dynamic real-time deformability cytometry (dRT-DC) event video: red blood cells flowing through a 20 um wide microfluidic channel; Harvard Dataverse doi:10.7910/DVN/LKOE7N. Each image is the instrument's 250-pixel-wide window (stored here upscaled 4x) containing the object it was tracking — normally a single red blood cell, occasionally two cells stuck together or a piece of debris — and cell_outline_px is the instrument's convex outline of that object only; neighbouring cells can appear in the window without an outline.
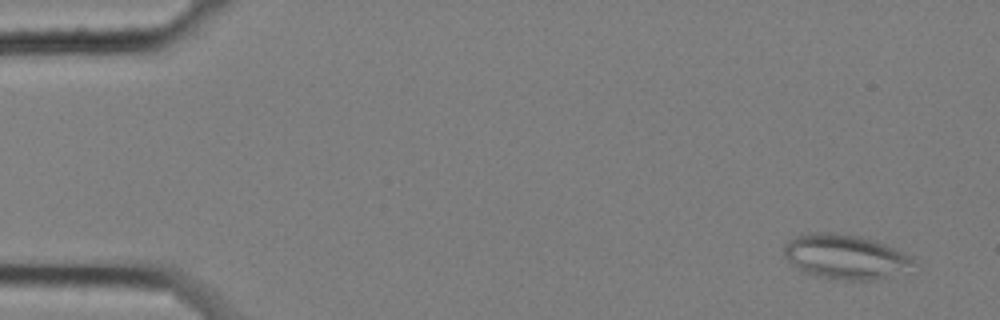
{"species": "common noctule bat (a hibernating species)", "species_latin": "Nyctalus noctula", "temperature_condition": "cold", "stored_images_in_passage": 5, "camera_frame_rate_fps": 3000, "um_per_image_px": 0.085, "animal": {"sex": "female", "body_mass_g": 25.1}, "frame": {"image": 1, "passage_image": 2, "time_ms": 0.333, "image_size_px": [1000, 320], "cell_outline_px": [[916, 264], [908, 272], [876, 280], [832, 280], [812, 276], [800, 272], [784, 256], [784, 244], [788, 240], [796, 236], [808, 232], [836, 232], [860, 236], [896, 248], [904, 252]], "centroid_in_image_um": [71.83, 21.84], "position_along_channel_um": 13.2, "area_um2": 34.45}}